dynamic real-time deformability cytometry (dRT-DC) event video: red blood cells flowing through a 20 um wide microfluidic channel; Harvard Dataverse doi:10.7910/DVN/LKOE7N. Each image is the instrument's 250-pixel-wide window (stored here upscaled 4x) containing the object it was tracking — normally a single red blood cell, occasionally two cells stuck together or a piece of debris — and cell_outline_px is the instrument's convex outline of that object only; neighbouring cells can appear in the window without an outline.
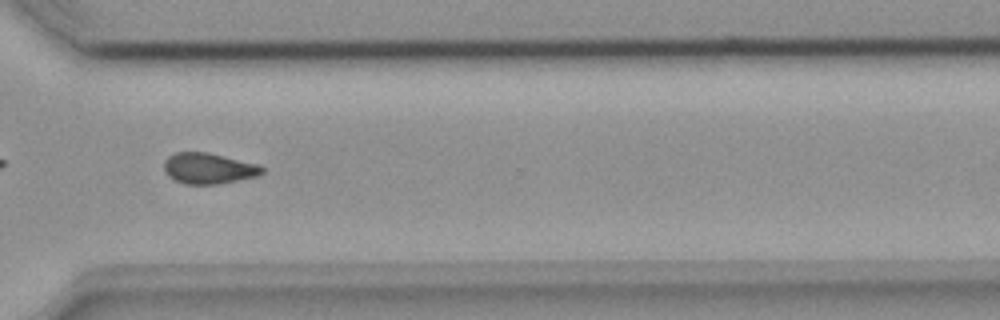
{"species": "common noctule bat (a hibernating species)", "species_latin": "Nyctalus noctula", "temperature_condition": "room temperature", "stored_images_in_passage": 47, "camera_frame_rate_fps": 3000, "um_per_image_px": 0.085, "animal": {"sex": "female", "body_mass_g": 18.4}, "frame": {"image": 1, "passage_image": 34, "time_ms": 11.0, "image_size_px": [1000, 320], "cell_outline_px": [[264, 172], [256, 176], [220, 184], [184, 184], [168, 176], [164, 172], [164, 160], [168, 156], [176, 152], [208, 152], [260, 164], [264, 168]], "centroid_in_image_um": [17.73, 14.3], "position_along_channel_um": 352.9, "area_um2": 17.8}}
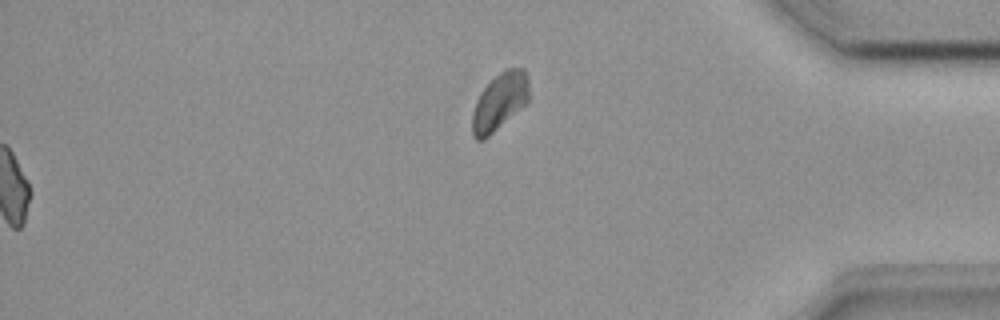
{"frame": {"image": 2, "passage_image": 47, "time_ms": 15.333, "image_size_px": [1000, 320], "cell_outline_px": [[528, 100], [524, 104], [488, 136], [480, 140], [476, 140], [472, 136], [472, 112], [476, 100], [480, 92], [504, 68], [524, 68], [528, 80]], "centroid_in_image_um": [42.43, 8.62], "position_along_channel_um": 392.8, "area_um2": 18.5}}